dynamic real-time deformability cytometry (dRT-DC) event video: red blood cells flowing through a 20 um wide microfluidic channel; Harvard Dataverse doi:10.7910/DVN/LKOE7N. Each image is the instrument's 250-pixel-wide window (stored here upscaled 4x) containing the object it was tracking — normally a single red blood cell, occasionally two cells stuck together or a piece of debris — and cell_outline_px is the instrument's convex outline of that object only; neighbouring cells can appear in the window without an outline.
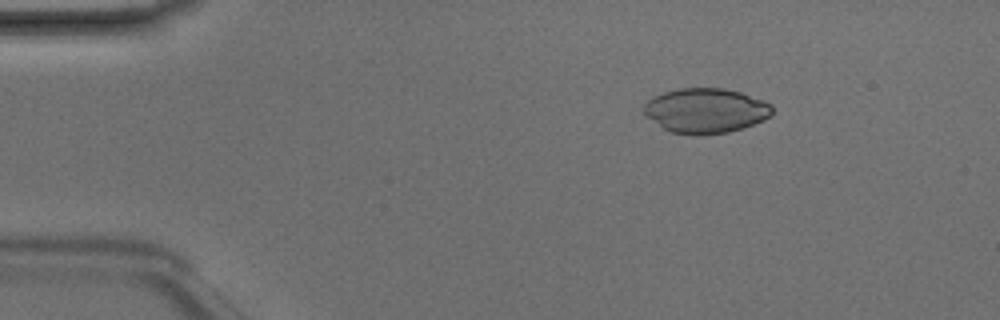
{"species": "Egyptian fruit bat (a non-hibernating species)", "species_latin": "Rousettus aegyptiacus", "temperature_condition": "room temperature", "stored_images_in_passage": 47, "camera_frame_rate_fps": 3000, "um_per_image_px": 0.085, "animal": {"sex": "male"}, "frame": {"image": 1, "passage_image": 7, "time_ms": 2.0, "image_size_px": [1000, 320], "cell_outline_px": [[772, 116], [764, 120], [728, 132], [700, 136], [696, 136], [672, 132], [664, 128], [644, 116], [644, 104], [652, 96], [676, 88], [724, 88], [740, 92], [764, 100], [772, 104]], "centroid_in_image_um": [59.97, 9.4], "position_along_channel_um": 25.0, "area_um2": 33.81}}
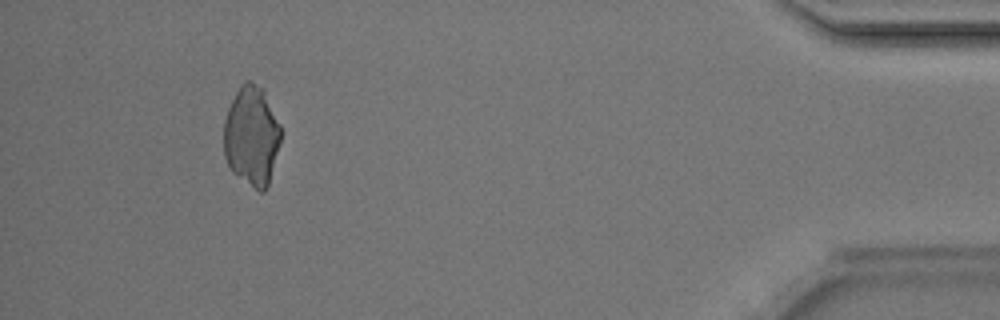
{"frame": {"image": 2, "passage_image": 44, "time_ms": 14.333, "image_size_px": [1000, 320], "cell_outline_px": [[280, 140], [268, 184], [264, 192], [260, 192], [232, 172], [224, 156], [224, 120], [228, 108], [240, 84], [244, 80], [248, 80], [264, 88], [280, 124]], "centroid_in_image_um": [21.38, 11.51], "position_along_channel_um": 413.8, "area_um2": 33.06}}